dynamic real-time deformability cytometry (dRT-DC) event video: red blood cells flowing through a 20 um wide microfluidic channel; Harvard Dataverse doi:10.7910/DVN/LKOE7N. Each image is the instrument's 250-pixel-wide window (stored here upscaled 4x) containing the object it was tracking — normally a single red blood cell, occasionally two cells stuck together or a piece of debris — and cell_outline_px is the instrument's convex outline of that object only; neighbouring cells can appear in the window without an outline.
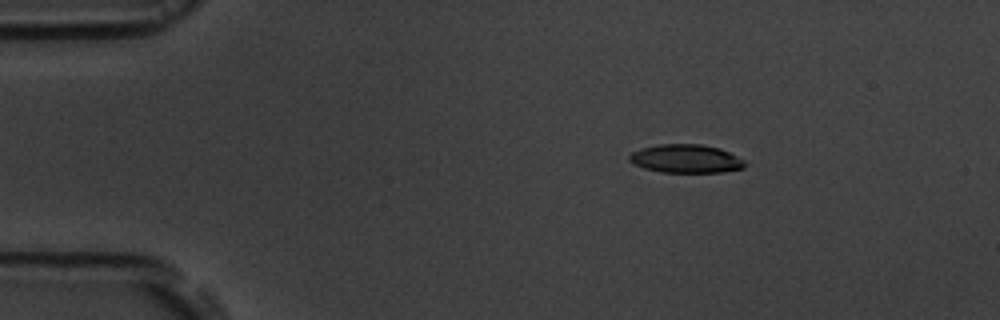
{"species": "common noctule bat (a hibernating species)", "species_latin": "Nyctalus noctula", "temperature_condition": "room temperature", "stored_images_in_passage": 3, "camera_frame_rate_fps": 3000, "um_per_image_px": 0.085, "animal": {"sex": "male", "body_mass_g": 19.5, "forearm_length_mm": 54.6}, "frame": {"image": 1, "passage_image": 1, "time_ms": 0.0, "image_size_px": [1000, 320], "cell_outline_px": [[748, 164], [744, 168], [724, 172], [660, 172], [644, 168], [632, 164], [628, 160], [628, 156], [632, 152], [640, 148], [660, 144], [700, 144], [720, 148], [744, 160]], "centroid_in_image_um": [58.29, 13.49], "position_along_channel_um": 26.7, "area_um2": 19.31}}